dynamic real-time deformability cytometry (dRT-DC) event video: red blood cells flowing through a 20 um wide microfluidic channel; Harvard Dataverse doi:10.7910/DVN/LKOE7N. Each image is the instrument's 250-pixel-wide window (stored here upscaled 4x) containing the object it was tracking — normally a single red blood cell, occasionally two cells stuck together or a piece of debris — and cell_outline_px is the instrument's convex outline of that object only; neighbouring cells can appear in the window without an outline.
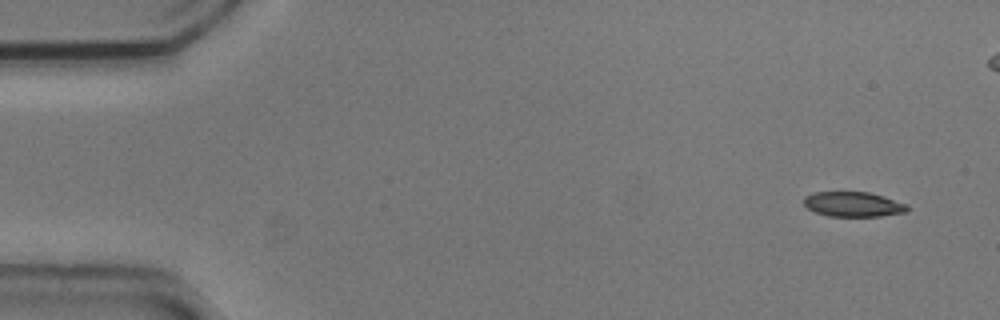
{"species": "common noctule bat (a hibernating species)", "species_latin": "Nyctalus noctula", "temperature_condition": "cold", "stored_images_in_passage": 47, "camera_frame_rate_fps": 3000, "um_per_image_px": 0.085, "animal": {"sex": "male", "body_mass_g": 20.5, "forearm_length_mm": 52.5}, "frame": {"image": 1, "passage_image": 1, "time_ms": 0.0, "image_size_px": [1000, 320], "cell_outline_px": [[908, 212], [880, 216], [828, 216], [816, 212], [808, 208], [804, 204], [804, 196], [812, 192], [868, 192], [884, 196], [908, 204]], "centroid_in_image_um": [72.54, 17.36], "position_along_channel_um": 12.5, "area_um2": 15.09}}
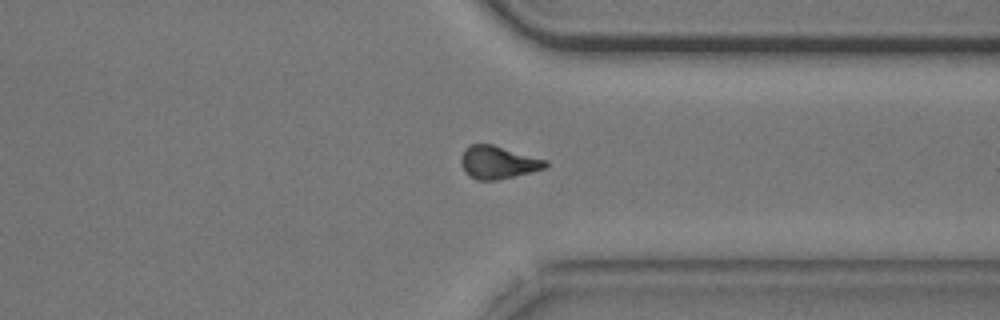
{"frame": {"image": 2, "passage_image": 39, "time_ms": 12.667, "image_size_px": [1000, 320], "cell_outline_px": [[548, 164], [544, 168], [532, 172], [496, 180], [476, 180], [468, 176], [464, 172], [460, 164], [460, 160], [464, 148], [472, 144], [492, 144], [548, 160]], "centroid_in_image_um": [42.3, 13.8], "position_along_channel_um": 369.1, "area_um2": 16.3}}
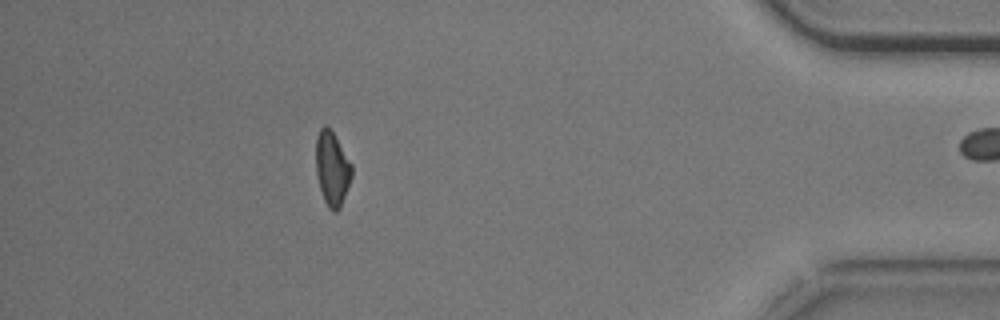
{"frame": {"image": 3, "passage_image": 46, "time_ms": 15.0, "image_size_px": [1000, 320], "cell_outline_px": [[352, 176], [340, 208], [336, 212], [332, 212], [328, 208], [324, 200], [320, 188], [316, 172], [316, 136], [320, 128], [324, 124], [332, 132], [352, 164]], "centroid_in_image_um": [28.22, 14.35], "position_along_channel_um": 407.0, "area_um2": 15.37}}